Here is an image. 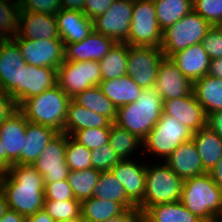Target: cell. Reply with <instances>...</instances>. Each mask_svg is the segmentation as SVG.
Masks as SVG:
<instances>
[{"label":"cell","instance_id":"1","mask_svg":"<svg viewBox=\"0 0 222 222\" xmlns=\"http://www.w3.org/2000/svg\"><path fill=\"white\" fill-rule=\"evenodd\" d=\"M0 189L5 195L9 209L26 218L43 209L45 181L33 165H12L3 173Z\"/></svg>","mask_w":222,"mask_h":222},{"label":"cell","instance_id":"2","mask_svg":"<svg viewBox=\"0 0 222 222\" xmlns=\"http://www.w3.org/2000/svg\"><path fill=\"white\" fill-rule=\"evenodd\" d=\"M162 113L161 96L154 88L143 89L135 102L117 108L114 124L143 141Z\"/></svg>","mask_w":222,"mask_h":222},{"label":"cell","instance_id":"3","mask_svg":"<svg viewBox=\"0 0 222 222\" xmlns=\"http://www.w3.org/2000/svg\"><path fill=\"white\" fill-rule=\"evenodd\" d=\"M72 99L56 85L41 94L26 99L18 109L26 120L64 133L67 109Z\"/></svg>","mask_w":222,"mask_h":222},{"label":"cell","instance_id":"4","mask_svg":"<svg viewBox=\"0 0 222 222\" xmlns=\"http://www.w3.org/2000/svg\"><path fill=\"white\" fill-rule=\"evenodd\" d=\"M180 202L200 220L222 216V188L209 173L185 179Z\"/></svg>","mask_w":222,"mask_h":222},{"label":"cell","instance_id":"5","mask_svg":"<svg viewBox=\"0 0 222 222\" xmlns=\"http://www.w3.org/2000/svg\"><path fill=\"white\" fill-rule=\"evenodd\" d=\"M184 180L165 162L146 166V184L143 201L137 208L143 214L157 204L176 202L181 199Z\"/></svg>","mask_w":222,"mask_h":222},{"label":"cell","instance_id":"6","mask_svg":"<svg viewBox=\"0 0 222 222\" xmlns=\"http://www.w3.org/2000/svg\"><path fill=\"white\" fill-rule=\"evenodd\" d=\"M192 136L193 132L179 120L162 113L159 121L142 141V154L147 151L165 161L182 143L192 140Z\"/></svg>","mask_w":222,"mask_h":222},{"label":"cell","instance_id":"7","mask_svg":"<svg viewBox=\"0 0 222 222\" xmlns=\"http://www.w3.org/2000/svg\"><path fill=\"white\" fill-rule=\"evenodd\" d=\"M212 25L192 10L162 31L161 49L165 57L201 43Z\"/></svg>","mask_w":222,"mask_h":222},{"label":"cell","instance_id":"8","mask_svg":"<svg viewBox=\"0 0 222 222\" xmlns=\"http://www.w3.org/2000/svg\"><path fill=\"white\" fill-rule=\"evenodd\" d=\"M162 30L156 18L154 0H134L127 43L130 46L160 47Z\"/></svg>","mask_w":222,"mask_h":222},{"label":"cell","instance_id":"9","mask_svg":"<svg viewBox=\"0 0 222 222\" xmlns=\"http://www.w3.org/2000/svg\"><path fill=\"white\" fill-rule=\"evenodd\" d=\"M57 85L71 99L94 86H99L102 75L98 61H63L57 69Z\"/></svg>","mask_w":222,"mask_h":222},{"label":"cell","instance_id":"10","mask_svg":"<svg viewBox=\"0 0 222 222\" xmlns=\"http://www.w3.org/2000/svg\"><path fill=\"white\" fill-rule=\"evenodd\" d=\"M163 57L161 47L128 45L126 75L142 89L154 88Z\"/></svg>","mask_w":222,"mask_h":222},{"label":"cell","instance_id":"11","mask_svg":"<svg viewBox=\"0 0 222 222\" xmlns=\"http://www.w3.org/2000/svg\"><path fill=\"white\" fill-rule=\"evenodd\" d=\"M134 0H115L106 12L93 19L94 31L125 42L130 30Z\"/></svg>","mask_w":222,"mask_h":222},{"label":"cell","instance_id":"12","mask_svg":"<svg viewBox=\"0 0 222 222\" xmlns=\"http://www.w3.org/2000/svg\"><path fill=\"white\" fill-rule=\"evenodd\" d=\"M19 46L27 65L58 69L64 61V43L61 39H13Z\"/></svg>","mask_w":222,"mask_h":222},{"label":"cell","instance_id":"13","mask_svg":"<svg viewBox=\"0 0 222 222\" xmlns=\"http://www.w3.org/2000/svg\"><path fill=\"white\" fill-rule=\"evenodd\" d=\"M66 134L58 133L40 153L33 163L45 183L67 179L70 169L65 161Z\"/></svg>","mask_w":222,"mask_h":222},{"label":"cell","instance_id":"14","mask_svg":"<svg viewBox=\"0 0 222 222\" xmlns=\"http://www.w3.org/2000/svg\"><path fill=\"white\" fill-rule=\"evenodd\" d=\"M27 65L18 44L13 39L0 40V87L17 102L18 75Z\"/></svg>","mask_w":222,"mask_h":222},{"label":"cell","instance_id":"15","mask_svg":"<svg viewBox=\"0 0 222 222\" xmlns=\"http://www.w3.org/2000/svg\"><path fill=\"white\" fill-rule=\"evenodd\" d=\"M154 89L162 101L182 98L193 93V82L184 76L171 58L164 56L160 61Z\"/></svg>","mask_w":222,"mask_h":222},{"label":"cell","instance_id":"16","mask_svg":"<svg viewBox=\"0 0 222 222\" xmlns=\"http://www.w3.org/2000/svg\"><path fill=\"white\" fill-rule=\"evenodd\" d=\"M57 70L25 65L18 75V107L26 100L57 85Z\"/></svg>","mask_w":222,"mask_h":222},{"label":"cell","instance_id":"17","mask_svg":"<svg viewBox=\"0 0 222 222\" xmlns=\"http://www.w3.org/2000/svg\"><path fill=\"white\" fill-rule=\"evenodd\" d=\"M13 39H61L55 15L20 10L18 32Z\"/></svg>","mask_w":222,"mask_h":222},{"label":"cell","instance_id":"18","mask_svg":"<svg viewBox=\"0 0 222 222\" xmlns=\"http://www.w3.org/2000/svg\"><path fill=\"white\" fill-rule=\"evenodd\" d=\"M163 114L175 117L193 133L206 127L207 116L193 93L182 98L163 100Z\"/></svg>","mask_w":222,"mask_h":222},{"label":"cell","instance_id":"19","mask_svg":"<svg viewBox=\"0 0 222 222\" xmlns=\"http://www.w3.org/2000/svg\"><path fill=\"white\" fill-rule=\"evenodd\" d=\"M111 171L124 187L127 197L138 206L145 193L146 164L135 159L120 160Z\"/></svg>","mask_w":222,"mask_h":222},{"label":"cell","instance_id":"20","mask_svg":"<svg viewBox=\"0 0 222 222\" xmlns=\"http://www.w3.org/2000/svg\"><path fill=\"white\" fill-rule=\"evenodd\" d=\"M115 43L114 39L93 30L80 42L64 44V61H100Z\"/></svg>","mask_w":222,"mask_h":222},{"label":"cell","instance_id":"21","mask_svg":"<svg viewBox=\"0 0 222 222\" xmlns=\"http://www.w3.org/2000/svg\"><path fill=\"white\" fill-rule=\"evenodd\" d=\"M26 128L27 120L19 109L0 125V139L7 152V171L12 165L20 164Z\"/></svg>","mask_w":222,"mask_h":222},{"label":"cell","instance_id":"22","mask_svg":"<svg viewBox=\"0 0 222 222\" xmlns=\"http://www.w3.org/2000/svg\"><path fill=\"white\" fill-rule=\"evenodd\" d=\"M55 17L59 36L64 44L80 42L94 30L93 19L81 11L62 8Z\"/></svg>","mask_w":222,"mask_h":222},{"label":"cell","instance_id":"23","mask_svg":"<svg viewBox=\"0 0 222 222\" xmlns=\"http://www.w3.org/2000/svg\"><path fill=\"white\" fill-rule=\"evenodd\" d=\"M164 162L183 180L207 173L193 140L182 143Z\"/></svg>","mask_w":222,"mask_h":222},{"label":"cell","instance_id":"24","mask_svg":"<svg viewBox=\"0 0 222 222\" xmlns=\"http://www.w3.org/2000/svg\"><path fill=\"white\" fill-rule=\"evenodd\" d=\"M170 58L184 76L193 83L208 74L211 58L201 43L189 46L185 50L173 54Z\"/></svg>","mask_w":222,"mask_h":222},{"label":"cell","instance_id":"25","mask_svg":"<svg viewBox=\"0 0 222 222\" xmlns=\"http://www.w3.org/2000/svg\"><path fill=\"white\" fill-rule=\"evenodd\" d=\"M58 134L53 128L31 123L27 120L23 151H20V164H30L40 157L46 145Z\"/></svg>","mask_w":222,"mask_h":222},{"label":"cell","instance_id":"26","mask_svg":"<svg viewBox=\"0 0 222 222\" xmlns=\"http://www.w3.org/2000/svg\"><path fill=\"white\" fill-rule=\"evenodd\" d=\"M112 124L107 117L88 110L71 100L67 109L64 133L72 136L80 129L111 127Z\"/></svg>","mask_w":222,"mask_h":222},{"label":"cell","instance_id":"27","mask_svg":"<svg viewBox=\"0 0 222 222\" xmlns=\"http://www.w3.org/2000/svg\"><path fill=\"white\" fill-rule=\"evenodd\" d=\"M99 87L116 108L135 102L143 90L128 75L116 79L102 80Z\"/></svg>","mask_w":222,"mask_h":222},{"label":"cell","instance_id":"28","mask_svg":"<svg viewBox=\"0 0 222 222\" xmlns=\"http://www.w3.org/2000/svg\"><path fill=\"white\" fill-rule=\"evenodd\" d=\"M192 140L197 147L204 170L209 173L222 158V139L206 126L193 133Z\"/></svg>","mask_w":222,"mask_h":222},{"label":"cell","instance_id":"29","mask_svg":"<svg viewBox=\"0 0 222 222\" xmlns=\"http://www.w3.org/2000/svg\"><path fill=\"white\" fill-rule=\"evenodd\" d=\"M193 94L206 116L222 110V80L205 75L193 83Z\"/></svg>","mask_w":222,"mask_h":222},{"label":"cell","instance_id":"30","mask_svg":"<svg viewBox=\"0 0 222 222\" xmlns=\"http://www.w3.org/2000/svg\"><path fill=\"white\" fill-rule=\"evenodd\" d=\"M200 219L192 214L179 201L157 204L149 207L142 214V222H199Z\"/></svg>","mask_w":222,"mask_h":222},{"label":"cell","instance_id":"31","mask_svg":"<svg viewBox=\"0 0 222 222\" xmlns=\"http://www.w3.org/2000/svg\"><path fill=\"white\" fill-rule=\"evenodd\" d=\"M72 100L99 115L107 117L112 123L117 117V108L115 105L102 93L99 86H94L77 94Z\"/></svg>","mask_w":222,"mask_h":222},{"label":"cell","instance_id":"32","mask_svg":"<svg viewBox=\"0 0 222 222\" xmlns=\"http://www.w3.org/2000/svg\"><path fill=\"white\" fill-rule=\"evenodd\" d=\"M93 196L102 200L118 202L126 209L137 208V206L127 197L124 187L111 170L100 173Z\"/></svg>","mask_w":222,"mask_h":222},{"label":"cell","instance_id":"33","mask_svg":"<svg viewBox=\"0 0 222 222\" xmlns=\"http://www.w3.org/2000/svg\"><path fill=\"white\" fill-rule=\"evenodd\" d=\"M125 210L126 208L118 202L94 196L81 202V217L85 222H104Z\"/></svg>","mask_w":222,"mask_h":222},{"label":"cell","instance_id":"34","mask_svg":"<svg viewBox=\"0 0 222 222\" xmlns=\"http://www.w3.org/2000/svg\"><path fill=\"white\" fill-rule=\"evenodd\" d=\"M128 44L116 42L104 58L98 61L102 80L116 79L126 75Z\"/></svg>","mask_w":222,"mask_h":222},{"label":"cell","instance_id":"35","mask_svg":"<svg viewBox=\"0 0 222 222\" xmlns=\"http://www.w3.org/2000/svg\"><path fill=\"white\" fill-rule=\"evenodd\" d=\"M154 6L163 31L193 10V0H154Z\"/></svg>","mask_w":222,"mask_h":222},{"label":"cell","instance_id":"36","mask_svg":"<svg viewBox=\"0 0 222 222\" xmlns=\"http://www.w3.org/2000/svg\"><path fill=\"white\" fill-rule=\"evenodd\" d=\"M101 171L89 168L83 171H69L67 180L75 199L79 202L93 197Z\"/></svg>","mask_w":222,"mask_h":222},{"label":"cell","instance_id":"37","mask_svg":"<svg viewBox=\"0 0 222 222\" xmlns=\"http://www.w3.org/2000/svg\"><path fill=\"white\" fill-rule=\"evenodd\" d=\"M108 143L120 160H130L132 158L130 155L132 156L138 150L137 148L142 147L141 139L114 123L110 128Z\"/></svg>","mask_w":222,"mask_h":222},{"label":"cell","instance_id":"38","mask_svg":"<svg viewBox=\"0 0 222 222\" xmlns=\"http://www.w3.org/2000/svg\"><path fill=\"white\" fill-rule=\"evenodd\" d=\"M19 12L18 0H0V39H13L17 35Z\"/></svg>","mask_w":222,"mask_h":222},{"label":"cell","instance_id":"39","mask_svg":"<svg viewBox=\"0 0 222 222\" xmlns=\"http://www.w3.org/2000/svg\"><path fill=\"white\" fill-rule=\"evenodd\" d=\"M65 161L72 171L92 168L91 150L66 134Z\"/></svg>","mask_w":222,"mask_h":222},{"label":"cell","instance_id":"40","mask_svg":"<svg viewBox=\"0 0 222 222\" xmlns=\"http://www.w3.org/2000/svg\"><path fill=\"white\" fill-rule=\"evenodd\" d=\"M43 209L55 221H65L81 217V202L74 200H45Z\"/></svg>","mask_w":222,"mask_h":222},{"label":"cell","instance_id":"41","mask_svg":"<svg viewBox=\"0 0 222 222\" xmlns=\"http://www.w3.org/2000/svg\"><path fill=\"white\" fill-rule=\"evenodd\" d=\"M111 127L80 129L72 137L89 150L100 148L109 142Z\"/></svg>","mask_w":222,"mask_h":222},{"label":"cell","instance_id":"42","mask_svg":"<svg viewBox=\"0 0 222 222\" xmlns=\"http://www.w3.org/2000/svg\"><path fill=\"white\" fill-rule=\"evenodd\" d=\"M193 10L212 26H222V0H193Z\"/></svg>","mask_w":222,"mask_h":222},{"label":"cell","instance_id":"43","mask_svg":"<svg viewBox=\"0 0 222 222\" xmlns=\"http://www.w3.org/2000/svg\"><path fill=\"white\" fill-rule=\"evenodd\" d=\"M120 159L109 143L91 150L92 168L101 172L111 170Z\"/></svg>","mask_w":222,"mask_h":222},{"label":"cell","instance_id":"44","mask_svg":"<svg viewBox=\"0 0 222 222\" xmlns=\"http://www.w3.org/2000/svg\"><path fill=\"white\" fill-rule=\"evenodd\" d=\"M201 45L211 60L222 58V26H212L203 38Z\"/></svg>","mask_w":222,"mask_h":222},{"label":"cell","instance_id":"45","mask_svg":"<svg viewBox=\"0 0 222 222\" xmlns=\"http://www.w3.org/2000/svg\"><path fill=\"white\" fill-rule=\"evenodd\" d=\"M20 10L55 15L61 9V0H18Z\"/></svg>","mask_w":222,"mask_h":222},{"label":"cell","instance_id":"46","mask_svg":"<svg viewBox=\"0 0 222 222\" xmlns=\"http://www.w3.org/2000/svg\"><path fill=\"white\" fill-rule=\"evenodd\" d=\"M44 196L45 200L53 201H66L75 199L67 179L53 183H45Z\"/></svg>","mask_w":222,"mask_h":222},{"label":"cell","instance_id":"47","mask_svg":"<svg viewBox=\"0 0 222 222\" xmlns=\"http://www.w3.org/2000/svg\"><path fill=\"white\" fill-rule=\"evenodd\" d=\"M114 1L115 0H86L83 13L89 18L95 19L97 16L106 12Z\"/></svg>","mask_w":222,"mask_h":222},{"label":"cell","instance_id":"48","mask_svg":"<svg viewBox=\"0 0 222 222\" xmlns=\"http://www.w3.org/2000/svg\"><path fill=\"white\" fill-rule=\"evenodd\" d=\"M18 110L17 102L10 94L0 90V125Z\"/></svg>","mask_w":222,"mask_h":222},{"label":"cell","instance_id":"49","mask_svg":"<svg viewBox=\"0 0 222 222\" xmlns=\"http://www.w3.org/2000/svg\"><path fill=\"white\" fill-rule=\"evenodd\" d=\"M104 222H142V213L138 208L126 209L123 213Z\"/></svg>","mask_w":222,"mask_h":222},{"label":"cell","instance_id":"50","mask_svg":"<svg viewBox=\"0 0 222 222\" xmlns=\"http://www.w3.org/2000/svg\"><path fill=\"white\" fill-rule=\"evenodd\" d=\"M206 126L222 139V110L209 113Z\"/></svg>","mask_w":222,"mask_h":222},{"label":"cell","instance_id":"51","mask_svg":"<svg viewBox=\"0 0 222 222\" xmlns=\"http://www.w3.org/2000/svg\"><path fill=\"white\" fill-rule=\"evenodd\" d=\"M207 75L222 80V58L211 60Z\"/></svg>","mask_w":222,"mask_h":222},{"label":"cell","instance_id":"52","mask_svg":"<svg viewBox=\"0 0 222 222\" xmlns=\"http://www.w3.org/2000/svg\"><path fill=\"white\" fill-rule=\"evenodd\" d=\"M26 222H55L44 210H38L34 215L28 216Z\"/></svg>","mask_w":222,"mask_h":222},{"label":"cell","instance_id":"53","mask_svg":"<svg viewBox=\"0 0 222 222\" xmlns=\"http://www.w3.org/2000/svg\"><path fill=\"white\" fill-rule=\"evenodd\" d=\"M86 0H61V7L67 10H77L83 12Z\"/></svg>","mask_w":222,"mask_h":222},{"label":"cell","instance_id":"54","mask_svg":"<svg viewBox=\"0 0 222 222\" xmlns=\"http://www.w3.org/2000/svg\"><path fill=\"white\" fill-rule=\"evenodd\" d=\"M0 222H26V217L16 211L8 210L1 218Z\"/></svg>","mask_w":222,"mask_h":222},{"label":"cell","instance_id":"55","mask_svg":"<svg viewBox=\"0 0 222 222\" xmlns=\"http://www.w3.org/2000/svg\"><path fill=\"white\" fill-rule=\"evenodd\" d=\"M213 181L222 188V158L217 162L215 167L209 172Z\"/></svg>","mask_w":222,"mask_h":222},{"label":"cell","instance_id":"56","mask_svg":"<svg viewBox=\"0 0 222 222\" xmlns=\"http://www.w3.org/2000/svg\"><path fill=\"white\" fill-rule=\"evenodd\" d=\"M3 142L0 139V170L5 173L7 172V152L4 151Z\"/></svg>","mask_w":222,"mask_h":222},{"label":"cell","instance_id":"57","mask_svg":"<svg viewBox=\"0 0 222 222\" xmlns=\"http://www.w3.org/2000/svg\"><path fill=\"white\" fill-rule=\"evenodd\" d=\"M9 210L4 193L0 189V218Z\"/></svg>","mask_w":222,"mask_h":222},{"label":"cell","instance_id":"58","mask_svg":"<svg viewBox=\"0 0 222 222\" xmlns=\"http://www.w3.org/2000/svg\"><path fill=\"white\" fill-rule=\"evenodd\" d=\"M60 222H85V221L83 220L82 217H78L71 220H65V221H60Z\"/></svg>","mask_w":222,"mask_h":222},{"label":"cell","instance_id":"59","mask_svg":"<svg viewBox=\"0 0 222 222\" xmlns=\"http://www.w3.org/2000/svg\"><path fill=\"white\" fill-rule=\"evenodd\" d=\"M199 222H219V217H214L212 219H201Z\"/></svg>","mask_w":222,"mask_h":222},{"label":"cell","instance_id":"60","mask_svg":"<svg viewBox=\"0 0 222 222\" xmlns=\"http://www.w3.org/2000/svg\"><path fill=\"white\" fill-rule=\"evenodd\" d=\"M3 172L0 170V180L2 178Z\"/></svg>","mask_w":222,"mask_h":222},{"label":"cell","instance_id":"61","mask_svg":"<svg viewBox=\"0 0 222 222\" xmlns=\"http://www.w3.org/2000/svg\"><path fill=\"white\" fill-rule=\"evenodd\" d=\"M219 222H222V216L219 217Z\"/></svg>","mask_w":222,"mask_h":222}]
</instances>
